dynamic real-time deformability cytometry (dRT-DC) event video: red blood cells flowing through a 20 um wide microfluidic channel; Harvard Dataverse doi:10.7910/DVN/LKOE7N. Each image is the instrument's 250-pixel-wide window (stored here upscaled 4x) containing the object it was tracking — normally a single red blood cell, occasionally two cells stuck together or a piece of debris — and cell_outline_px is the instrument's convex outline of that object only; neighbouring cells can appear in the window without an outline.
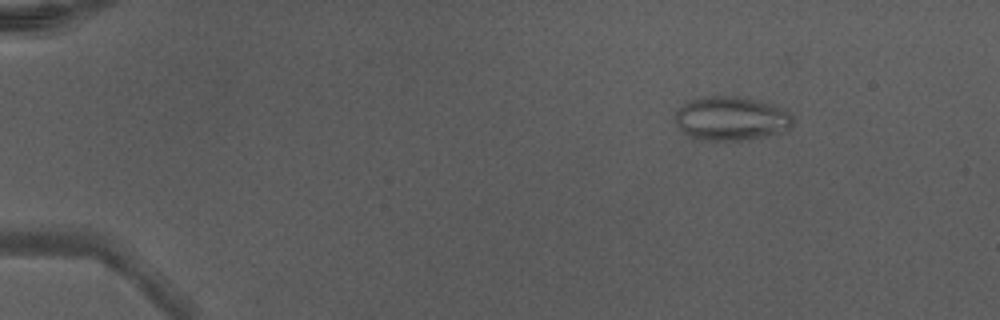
{"species": "Egyptian fruit bat (a non-hibernating species)", "species_latin": "Rousettus aegyptiacus", "temperature_condition": "warm", "stored_images_in_passage": 50, "camera_frame_rate_fps": 3000, "um_per_image_px": 0.085, "animal": {"sex": "male"}, "frame": {"image": 1, "passage_image": 8, "time_ms": 2.333, "image_size_px": [1000, 320], "cell_outline_px": [[792, 124], [784, 132], [748, 140], [704, 140], [688, 136], [676, 124], [676, 112], [688, 100], [704, 96], [736, 96], [784, 108], [792, 116]], "centroid_in_image_um": [62.14, 10.08], "position_along_channel_um": 22.9, "area_um2": 29.94}}
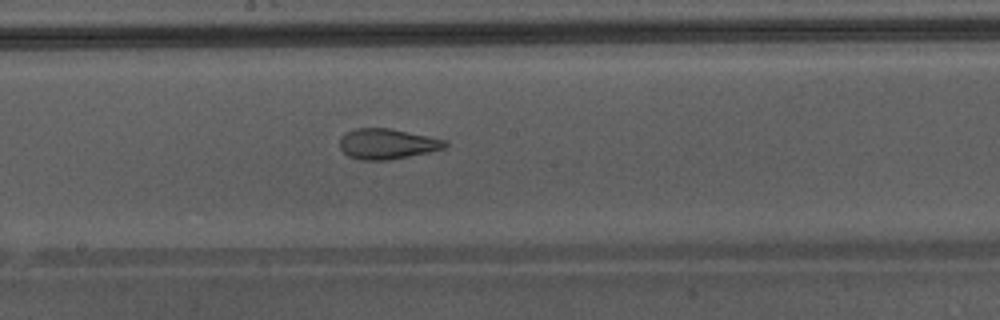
{"frame": {"image": 2, "passage_image": 29, "time_ms": 9.333, "image_size_px": [1000, 320], "cell_outline_px": [[448, 144], [444, 148], [428, 152], [392, 160], [360, 160], [348, 156], [340, 148], [340, 136], [344, 132], [356, 128], [388, 128], [428, 136], [444, 140]], "centroid_in_image_um": [32.85, 12.23], "position_along_channel_um": 215.3, "area_um2": 18.67}}
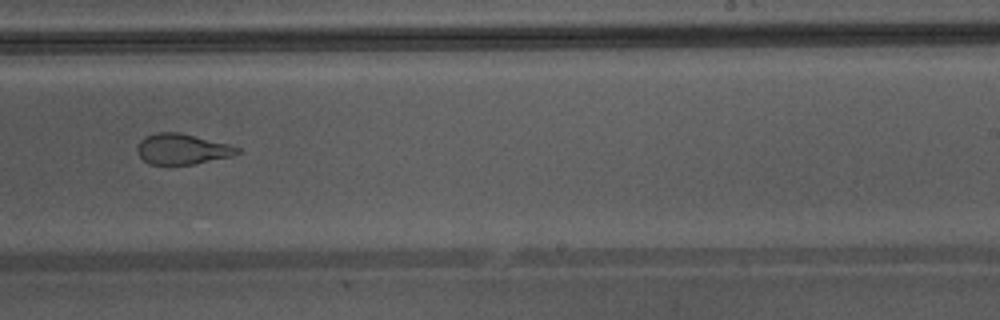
{"frame": {"image": 3, "passage_image": 33, "time_ms": 10.667, "image_size_px": [1000, 320], "cell_outline_px": [[240, 152], [228, 156], [192, 164], [148, 164], [136, 152], [136, 148], [140, 140], [144, 136], [156, 132], [180, 132], [228, 144], [240, 148]], "centroid_in_image_um": [15.41, 12.65], "position_along_channel_um": 273.6, "area_um2": 17.63}, "authors_computed_cell_mechanics": {"area_um2": 23.698, "velocity_mm_per_s": 4.3745, "shape_relaxation_time_tau1_ms": null, "shape_relaxation_time_tau2_ms": 1.1466, "deformation_change_tau1": null, "deformation_change_tau2": 0.0941}}